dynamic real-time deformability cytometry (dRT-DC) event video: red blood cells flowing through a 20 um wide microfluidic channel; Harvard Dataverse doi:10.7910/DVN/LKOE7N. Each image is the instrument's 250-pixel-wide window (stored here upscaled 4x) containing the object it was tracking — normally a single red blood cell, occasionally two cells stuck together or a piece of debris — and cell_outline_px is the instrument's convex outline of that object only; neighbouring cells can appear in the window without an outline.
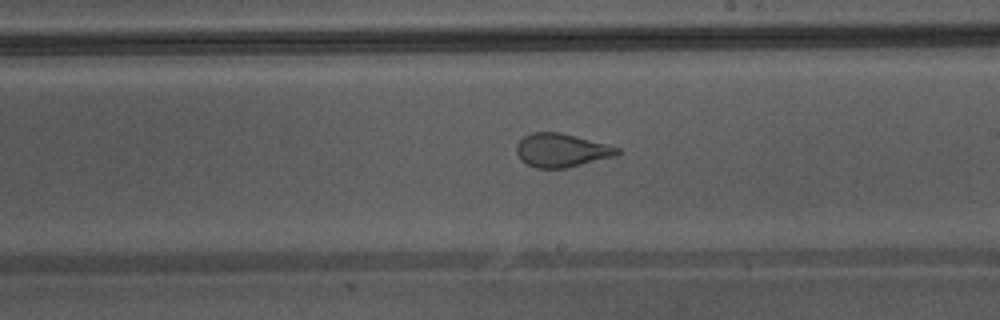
{"species": "Egyptian fruit bat (a non-hibernating species)", "species_latin": "Rousettus aegyptiacus", "temperature_condition": "warm", "stored_images_in_passage": 29, "camera_frame_rate_fps": 3000, "um_per_image_px": 0.085, "animal": {"sex": "male"}, "frame": {"image": 1, "passage_image": 17, "time_ms": 5.333, "image_size_px": [1000, 320], "cell_outline_px": [[620, 152], [616, 156], [564, 168], [536, 168], [520, 160], [516, 152], [516, 144], [524, 136], [532, 132], [560, 132], [620, 148]], "centroid_in_image_um": [47.69, 12.77], "position_along_channel_um": 241.3, "area_um2": 19.54}}